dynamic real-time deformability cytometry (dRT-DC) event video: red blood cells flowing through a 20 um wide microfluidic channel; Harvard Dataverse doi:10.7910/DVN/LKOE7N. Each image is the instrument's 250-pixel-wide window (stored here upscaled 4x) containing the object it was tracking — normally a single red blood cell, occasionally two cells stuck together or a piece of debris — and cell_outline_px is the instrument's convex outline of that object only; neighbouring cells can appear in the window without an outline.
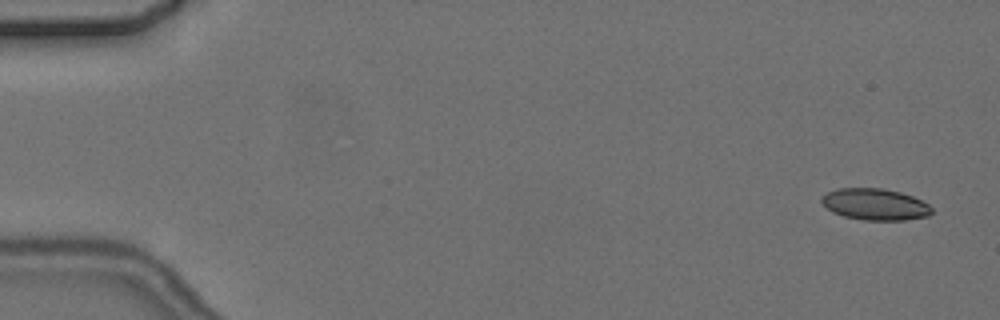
{"species": "common noctule bat (a hibernating species)", "species_latin": "Nyctalus noctula", "temperature_condition": "cold", "stored_images_in_passage": 6, "camera_frame_rate_fps": 3000, "um_per_image_px": 0.085, "animal": {"sex": "female", "body_mass_g": 24.6, "forearm_length_mm": 56.2}, "frame": {"image": 1, "passage_image": 1, "time_ms": 0.0, "image_size_px": [1000, 320], "cell_outline_px": [[932, 212], [928, 216], [904, 220], [864, 220], [844, 216], [832, 212], [820, 200], [820, 196], [836, 188], [884, 188], [900, 192], [912, 196], [928, 204], [932, 208]], "centroid_in_image_um": [74.36, 17.36], "position_along_channel_um": 10.6, "area_um2": 20.23}}
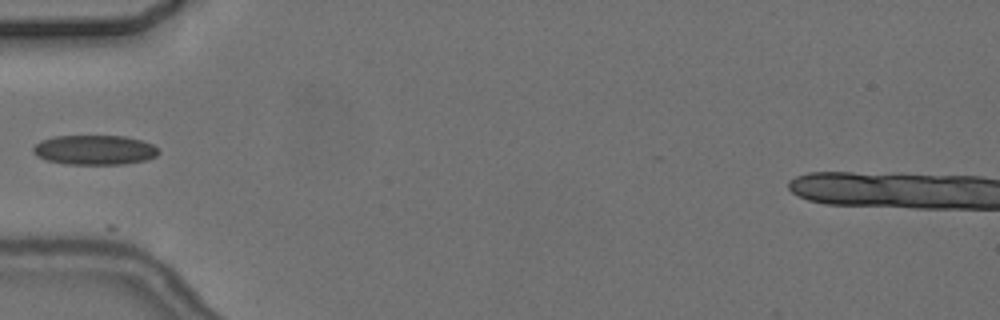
{"frame": {"image": 2, "passage_image": 5, "time_ms": 5.667, "image_size_px": [1000, 320], "cell_outline_px": [[160, 152], [156, 156], [148, 160], [124, 164], [68, 164], [44, 160], [36, 156], [32, 152], [32, 148], [40, 140], [52, 136], [124, 136], [140, 140], [152, 144], [160, 148]], "centroid_in_image_um": [8.03, 12.75], "position_along_channel_um": 77.0, "area_um2": 21.96}}